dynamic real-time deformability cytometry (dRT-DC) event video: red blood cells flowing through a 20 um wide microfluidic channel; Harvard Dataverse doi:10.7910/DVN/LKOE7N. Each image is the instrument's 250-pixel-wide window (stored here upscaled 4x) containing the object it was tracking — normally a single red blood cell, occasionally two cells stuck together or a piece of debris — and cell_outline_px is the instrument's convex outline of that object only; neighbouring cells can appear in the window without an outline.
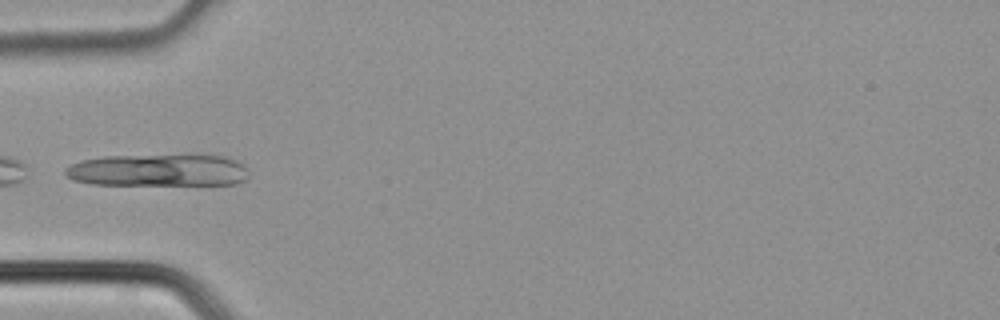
{"species": "common noctule bat (a hibernating species)", "species_latin": "Nyctalus noctula", "temperature_condition": "cold", "stored_images_in_passage": 3, "camera_frame_rate_fps": 3000, "um_per_image_px": 0.085, "animal": {"sex": "male", "body_mass_g": 21.5, "forearm_length_mm": 52.0}, "frame": {"image": 1, "passage_image": 3, "time_ms": 0.667, "image_size_px": [1000, 320], "cell_outline_px": [[248, 176], [244, 180], [236, 184], [92, 184], [72, 180], [64, 176], [64, 168], [80, 160], [104, 156], [196, 152], [200, 152], [224, 156], [236, 160], [244, 164], [248, 168]], "centroid_in_image_um": [13.49, 14.41], "position_along_channel_um": 71.5, "area_um2": 36.01}}